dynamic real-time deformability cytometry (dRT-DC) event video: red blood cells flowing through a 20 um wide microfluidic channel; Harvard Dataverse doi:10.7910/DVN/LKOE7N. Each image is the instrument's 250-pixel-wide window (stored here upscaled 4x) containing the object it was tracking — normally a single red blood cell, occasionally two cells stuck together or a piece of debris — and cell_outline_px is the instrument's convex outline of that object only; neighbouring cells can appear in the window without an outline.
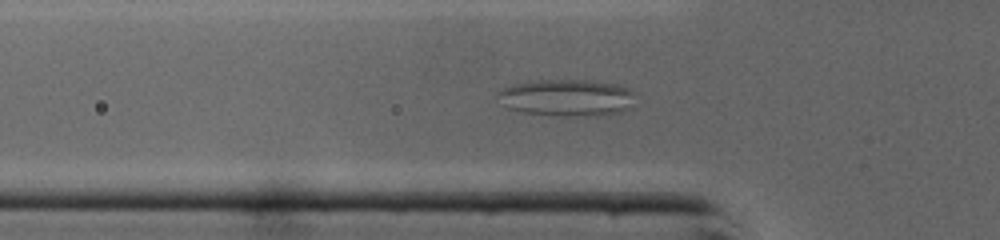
{"species": "common noctule bat (a hibernating species)", "species_latin": "Nyctalus noctula", "temperature_condition": "cold", "stored_images_in_passage": 48, "camera_frame_rate_fps": 3000, "um_per_image_px": 0.085, "animal": {"sex": "male", "body_mass_g": 19.0, "forearm_length_mm": 50.8}, "frame": {"image": 1, "passage_image": 15, "time_ms": 4.667, "image_size_px": [1000, 240], "cell_outline_px": [[636, 92], [632, 108], [620, 112], [592, 116], [568, 116], [524, 112], [508, 108], [496, 92], [512, 84], [540, 80], [592, 80], [620, 84], [632, 88]], "centroid_in_image_um": [48.31, 8.29], "position_along_channel_um": 77.5, "area_um2": 29.77}}
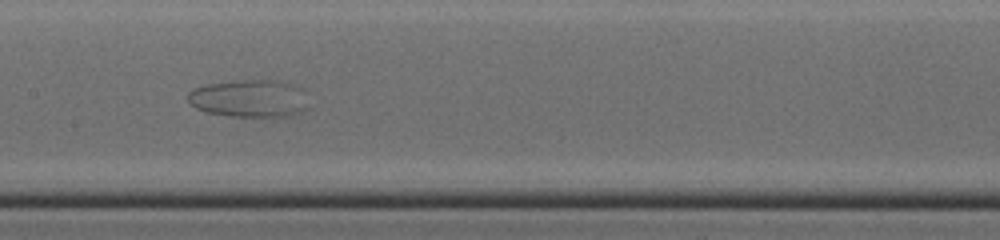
{"frame": {"image": 2, "passage_image": 23, "time_ms": 7.333, "image_size_px": [1000, 240], "cell_outline_px": [[308, 108], [296, 116], [232, 116], [208, 112], [196, 108], [188, 104], [188, 92], [196, 88], [208, 84], [236, 80], [272, 80], [284, 84]], "centroid_in_image_um": [20.98, 8.41], "position_along_channel_um": 186.4, "area_um2": 24.97}}
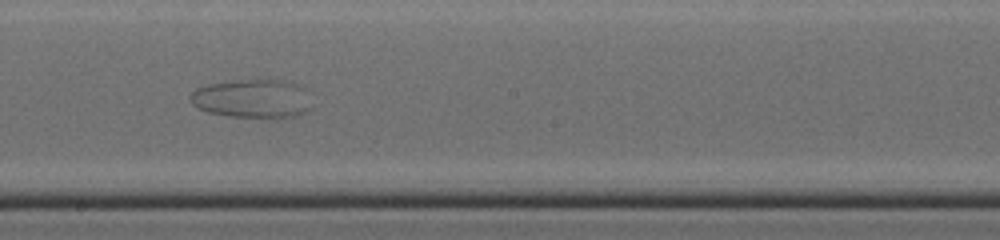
{"frame": {"image": 3, "passage_image": 26, "time_ms": 8.333, "image_size_px": [1000, 240], "cell_outline_px": [[308, 108], [304, 112], [296, 116], [276, 120], [272, 120], [228, 116], [208, 112], [192, 104], [192, 92], [196, 88], [208, 84], [260, 76], [268, 76], [292, 80], [304, 84]], "centroid_in_image_um": [21.52, 8.34], "position_along_channel_um": 226.7, "area_um2": 28.84}}